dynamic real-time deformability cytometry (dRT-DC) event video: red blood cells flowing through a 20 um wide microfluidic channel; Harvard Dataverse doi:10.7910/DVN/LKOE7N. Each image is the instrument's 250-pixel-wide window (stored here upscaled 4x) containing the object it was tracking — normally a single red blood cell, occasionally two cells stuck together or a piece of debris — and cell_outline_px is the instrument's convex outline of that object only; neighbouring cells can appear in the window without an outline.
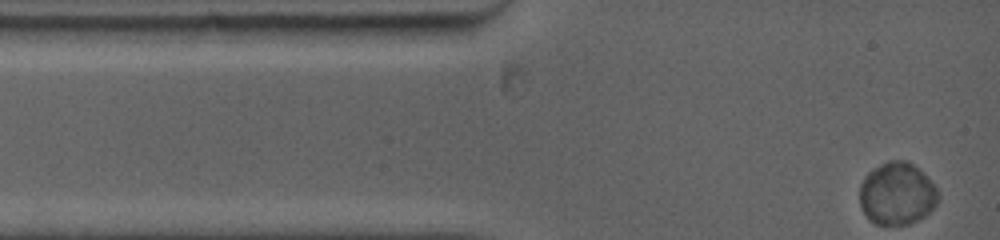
{"species": "common noctule bat (a hibernating species)", "species_latin": "Nyctalus noctula", "temperature_condition": "warm", "stored_images_in_passage": 40, "camera_frame_rate_fps": 5000, "um_per_image_px": 0.085, "animal": {"sex": "female", "body_mass_g": 19.0, "forearm_length_mm": 53.3}, "frame": {"image": 1, "passage_image": 1, "time_ms": 0.0, "image_size_px": [1000, 240], "cell_outline_px": [[940, 200], [924, 216], [908, 224], [876, 224], [868, 220], [860, 208], [860, 184], [864, 176], [868, 172], [880, 164], [888, 160], [908, 160], [936, 188], [940, 196]], "centroid_in_image_um": [76.2, 16.47], "position_along_channel_um": 8.8, "area_um2": 28.44}}
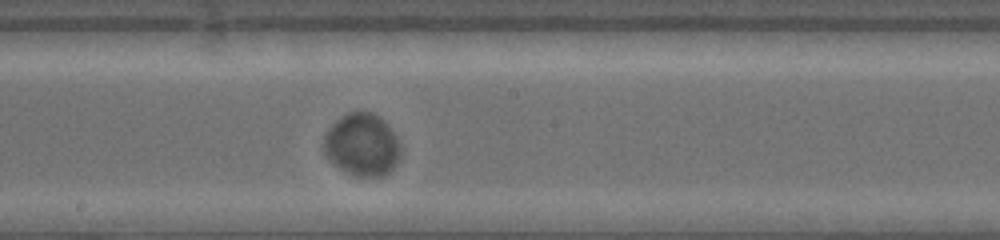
{"frame": {"image": 2, "passage_image": 18, "time_ms": 6.8, "image_size_px": [1000, 240], "cell_outline_px": [[400, 156], [396, 164], [384, 176], [352, 176], [340, 168], [328, 156], [324, 148], [324, 136], [332, 124], [340, 116], [348, 112], [372, 112], [384, 120], [392, 132], [400, 148]], "centroid_in_image_um": [30.77, 12.3], "position_along_channel_um": 217.4, "area_um2": 27.51}}
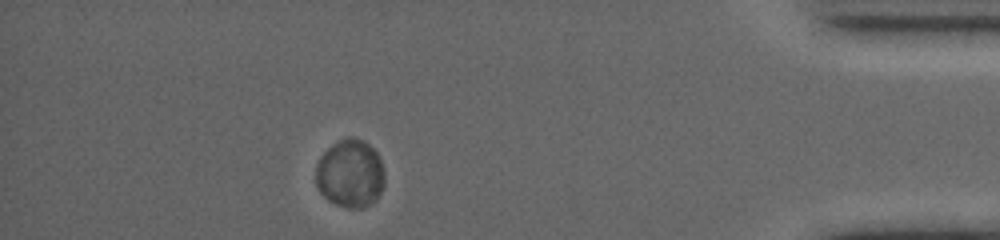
{"frame": {"image": 3, "passage_image": 35, "time_ms": 13.2, "image_size_px": [1000, 240], "cell_outline_px": [[384, 184], [376, 200], [372, 204], [364, 208], [348, 208], [336, 204], [328, 200], [320, 192], [316, 184], [316, 164], [320, 156], [332, 144], [348, 136], [352, 136], [364, 140], [380, 156], [384, 172]], "centroid_in_image_um": [29.77, 14.75], "position_along_channel_um": 405.4, "area_um2": 27.63}, "authors_computed_cell_mechanics": {"area_um2": 27.3972, "velocity_mm_per_s": 3.7318, "shape_relaxation_time_tau1_ms": 1.5101, "shape_relaxation_time_tau2_ms": 4.1187, "deformation_change_tau1": 0.0124, "deformation_change_tau2": 0.0075}}